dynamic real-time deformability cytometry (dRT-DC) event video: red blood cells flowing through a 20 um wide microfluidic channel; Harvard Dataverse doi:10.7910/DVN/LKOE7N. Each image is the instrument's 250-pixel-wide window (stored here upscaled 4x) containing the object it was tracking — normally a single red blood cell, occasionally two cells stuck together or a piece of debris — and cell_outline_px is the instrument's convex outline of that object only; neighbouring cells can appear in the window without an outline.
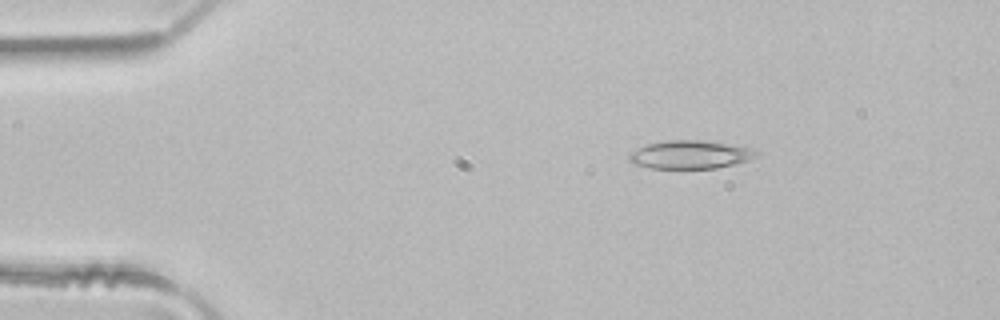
{"species": "common noctule bat (a hibernating species)", "species_latin": "Nyctalus noctula", "temperature_condition": "room temperature", "stored_images_in_passage": 42, "camera_frame_rate_fps": 3000, "um_per_image_px": 0.085, "animal": {"sex": "male", "body_mass_g": 21.5, "forearm_length_mm": 52.0}, "frame": {"image": 1, "passage_image": 1, "time_ms": 0.0, "image_size_px": [1000, 320], "cell_outline_px": [[756, 156], [748, 160], [716, 168], [652, 168], [636, 164], [628, 160], [628, 152], [648, 144], [664, 140], [704, 140], [748, 148], [756, 152]], "centroid_in_image_um": [58.58, 13.14], "position_along_channel_um": 26.4, "area_um2": 20.58}}
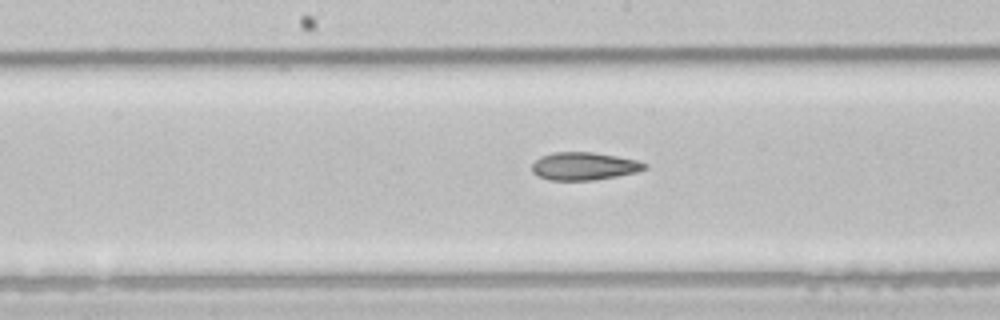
{"frame": {"image": 2, "passage_image": 18, "time_ms": 5.667, "image_size_px": [1000, 320], "cell_outline_px": [[648, 168], [636, 172], [616, 176], [592, 180], [552, 180], [540, 176], [532, 172], [532, 164], [540, 156], [552, 152], [592, 152], [616, 156], [636, 160], [648, 164]], "centroid_in_image_um": [49.65, 14.11], "position_along_channel_um": 198.6, "area_um2": 18.15}}
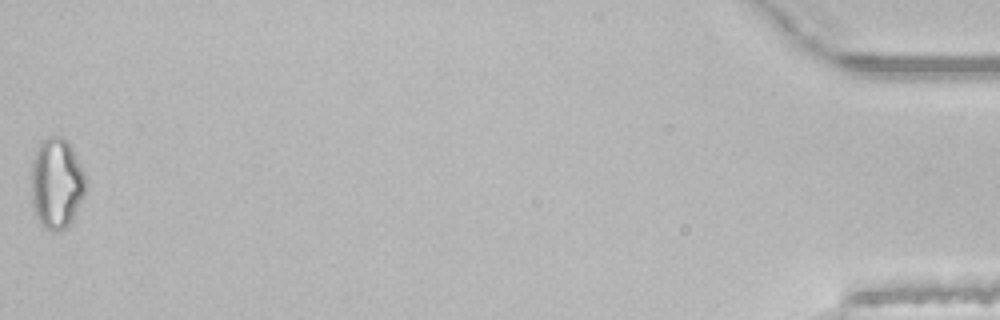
{"frame": {"image": 3, "passage_image": 42, "time_ms": 13.667, "image_size_px": [1000, 320], "cell_outline_px": [[84, 196], [72, 220], [60, 232], [52, 232], [44, 228], [36, 216], [32, 204], [32, 160], [36, 148], [40, 140], [48, 136], [60, 136], [68, 140], [84, 172]], "centroid_in_image_um": [4.78, 15.57], "position_along_channel_um": 430.4, "area_um2": 28.84}, "authors_computed_cell_mechanics": {"area_um2": 19.5075, "velocity_mm_per_s": 4.1584, "shape_relaxation_time_tau1_ms": null, "shape_relaxation_time_tau2_ms": 4.3011, "deformation_change_tau1": null, "deformation_change_tau2": 0.129}}